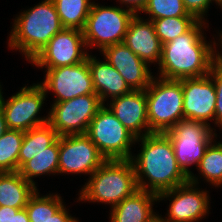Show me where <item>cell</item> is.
Returning <instances> with one entry per match:
<instances>
[{"label":"cell","mask_w":222,"mask_h":222,"mask_svg":"<svg viewBox=\"0 0 222 222\" xmlns=\"http://www.w3.org/2000/svg\"><path fill=\"white\" fill-rule=\"evenodd\" d=\"M140 141V153L130 159L140 190L159 195L189 181L178 166L173 144L165 133H151L135 142Z\"/></svg>","instance_id":"obj_1"},{"label":"cell","mask_w":222,"mask_h":222,"mask_svg":"<svg viewBox=\"0 0 222 222\" xmlns=\"http://www.w3.org/2000/svg\"><path fill=\"white\" fill-rule=\"evenodd\" d=\"M205 21H198L188 32L162 45L159 77L180 80L209 74L217 61L216 41L204 37Z\"/></svg>","instance_id":"obj_2"},{"label":"cell","mask_w":222,"mask_h":222,"mask_svg":"<svg viewBox=\"0 0 222 222\" xmlns=\"http://www.w3.org/2000/svg\"><path fill=\"white\" fill-rule=\"evenodd\" d=\"M63 28L54 2L44 0L14 19L8 46L30 62Z\"/></svg>","instance_id":"obj_3"},{"label":"cell","mask_w":222,"mask_h":222,"mask_svg":"<svg viewBox=\"0 0 222 222\" xmlns=\"http://www.w3.org/2000/svg\"><path fill=\"white\" fill-rule=\"evenodd\" d=\"M89 177L78 194L79 201L110 204L112 208L139 190L130 159L106 160Z\"/></svg>","instance_id":"obj_4"},{"label":"cell","mask_w":222,"mask_h":222,"mask_svg":"<svg viewBox=\"0 0 222 222\" xmlns=\"http://www.w3.org/2000/svg\"><path fill=\"white\" fill-rule=\"evenodd\" d=\"M156 78L145 89L147 119L152 133H165L184 119L182 79Z\"/></svg>","instance_id":"obj_5"},{"label":"cell","mask_w":222,"mask_h":222,"mask_svg":"<svg viewBox=\"0 0 222 222\" xmlns=\"http://www.w3.org/2000/svg\"><path fill=\"white\" fill-rule=\"evenodd\" d=\"M134 15L124 7L99 6L93 2L83 29L86 47H97L101 53L107 46L122 43Z\"/></svg>","instance_id":"obj_6"},{"label":"cell","mask_w":222,"mask_h":222,"mask_svg":"<svg viewBox=\"0 0 222 222\" xmlns=\"http://www.w3.org/2000/svg\"><path fill=\"white\" fill-rule=\"evenodd\" d=\"M106 106L104 104L91 120L86 135L106 160L131 159L133 154L130 150L136 143V137Z\"/></svg>","instance_id":"obj_7"},{"label":"cell","mask_w":222,"mask_h":222,"mask_svg":"<svg viewBox=\"0 0 222 222\" xmlns=\"http://www.w3.org/2000/svg\"><path fill=\"white\" fill-rule=\"evenodd\" d=\"M216 129L201 121L182 119L171 130L165 132L170 138L178 166L189 178L193 173L189 166L198 167L206 148L213 138H217Z\"/></svg>","instance_id":"obj_8"},{"label":"cell","mask_w":222,"mask_h":222,"mask_svg":"<svg viewBox=\"0 0 222 222\" xmlns=\"http://www.w3.org/2000/svg\"><path fill=\"white\" fill-rule=\"evenodd\" d=\"M1 90L0 85V108L4 112L8 129L26 132L48 123L49 115L43 118L37 116L47 97L44 89L38 83L30 87H22L7 101Z\"/></svg>","instance_id":"obj_9"},{"label":"cell","mask_w":222,"mask_h":222,"mask_svg":"<svg viewBox=\"0 0 222 222\" xmlns=\"http://www.w3.org/2000/svg\"><path fill=\"white\" fill-rule=\"evenodd\" d=\"M103 105L97 94L81 95L53 103L48 113V124L59 137L86 134L91 120Z\"/></svg>","instance_id":"obj_10"},{"label":"cell","mask_w":222,"mask_h":222,"mask_svg":"<svg viewBox=\"0 0 222 222\" xmlns=\"http://www.w3.org/2000/svg\"><path fill=\"white\" fill-rule=\"evenodd\" d=\"M198 181V178L193 174L187 183L157 195L158 201L165 200V198L171 201L169 210H167V218L161 217L163 221L199 222L204 216L206 217L210 208V197L208 191H201L197 188Z\"/></svg>","instance_id":"obj_11"},{"label":"cell","mask_w":222,"mask_h":222,"mask_svg":"<svg viewBox=\"0 0 222 222\" xmlns=\"http://www.w3.org/2000/svg\"><path fill=\"white\" fill-rule=\"evenodd\" d=\"M86 49L83 30L63 28L30 62L46 69L75 65L87 59Z\"/></svg>","instance_id":"obj_12"},{"label":"cell","mask_w":222,"mask_h":222,"mask_svg":"<svg viewBox=\"0 0 222 222\" xmlns=\"http://www.w3.org/2000/svg\"><path fill=\"white\" fill-rule=\"evenodd\" d=\"M44 82L38 83L47 94L56 96L54 103L63 102L81 95L96 94L87 59L81 63L46 69Z\"/></svg>","instance_id":"obj_13"},{"label":"cell","mask_w":222,"mask_h":222,"mask_svg":"<svg viewBox=\"0 0 222 222\" xmlns=\"http://www.w3.org/2000/svg\"><path fill=\"white\" fill-rule=\"evenodd\" d=\"M106 159L86 134L59 137L58 174L91 175Z\"/></svg>","instance_id":"obj_14"},{"label":"cell","mask_w":222,"mask_h":222,"mask_svg":"<svg viewBox=\"0 0 222 222\" xmlns=\"http://www.w3.org/2000/svg\"><path fill=\"white\" fill-rule=\"evenodd\" d=\"M184 119L215 124L216 92L209 74L201 77L183 78Z\"/></svg>","instance_id":"obj_15"},{"label":"cell","mask_w":222,"mask_h":222,"mask_svg":"<svg viewBox=\"0 0 222 222\" xmlns=\"http://www.w3.org/2000/svg\"><path fill=\"white\" fill-rule=\"evenodd\" d=\"M101 52L132 90H145L149 86L153 75L148 64L123 42L107 46Z\"/></svg>","instance_id":"obj_16"},{"label":"cell","mask_w":222,"mask_h":222,"mask_svg":"<svg viewBox=\"0 0 222 222\" xmlns=\"http://www.w3.org/2000/svg\"><path fill=\"white\" fill-rule=\"evenodd\" d=\"M109 110L136 138L151 134L147 119L145 90H132L110 100ZM142 129H144L142 131Z\"/></svg>","instance_id":"obj_17"},{"label":"cell","mask_w":222,"mask_h":222,"mask_svg":"<svg viewBox=\"0 0 222 222\" xmlns=\"http://www.w3.org/2000/svg\"><path fill=\"white\" fill-rule=\"evenodd\" d=\"M123 43L149 66L154 62L159 64L162 43L151 20H143V17L135 14L129 23Z\"/></svg>","instance_id":"obj_18"},{"label":"cell","mask_w":222,"mask_h":222,"mask_svg":"<svg viewBox=\"0 0 222 222\" xmlns=\"http://www.w3.org/2000/svg\"><path fill=\"white\" fill-rule=\"evenodd\" d=\"M88 66L95 92L103 104L109 97L113 99L132 91L123 77L106 59L101 61L88 54Z\"/></svg>","instance_id":"obj_19"},{"label":"cell","mask_w":222,"mask_h":222,"mask_svg":"<svg viewBox=\"0 0 222 222\" xmlns=\"http://www.w3.org/2000/svg\"><path fill=\"white\" fill-rule=\"evenodd\" d=\"M155 201L156 194L139 189L112 207L110 222H151L158 216L153 211Z\"/></svg>","instance_id":"obj_20"},{"label":"cell","mask_w":222,"mask_h":222,"mask_svg":"<svg viewBox=\"0 0 222 222\" xmlns=\"http://www.w3.org/2000/svg\"><path fill=\"white\" fill-rule=\"evenodd\" d=\"M36 190L18 171L0 172V206L23 209Z\"/></svg>","instance_id":"obj_21"},{"label":"cell","mask_w":222,"mask_h":222,"mask_svg":"<svg viewBox=\"0 0 222 222\" xmlns=\"http://www.w3.org/2000/svg\"><path fill=\"white\" fill-rule=\"evenodd\" d=\"M58 137L57 132L48 123L24 132L18 157V170L35 155L45 151Z\"/></svg>","instance_id":"obj_22"},{"label":"cell","mask_w":222,"mask_h":222,"mask_svg":"<svg viewBox=\"0 0 222 222\" xmlns=\"http://www.w3.org/2000/svg\"><path fill=\"white\" fill-rule=\"evenodd\" d=\"M59 164V137L45 151L35 155L33 159L27 161L18 172L27 181L35 184L32 178L39 177L44 174H58Z\"/></svg>","instance_id":"obj_23"},{"label":"cell","mask_w":222,"mask_h":222,"mask_svg":"<svg viewBox=\"0 0 222 222\" xmlns=\"http://www.w3.org/2000/svg\"><path fill=\"white\" fill-rule=\"evenodd\" d=\"M64 28L83 30L93 2L91 0H52Z\"/></svg>","instance_id":"obj_24"},{"label":"cell","mask_w":222,"mask_h":222,"mask_svg":"<svg viewBox=\"0 0 222 222\" xmlns=\"http://www.w3.org/2000/svg\"><path fill=\"white\" fill-rule=\"evenodd\" d=\"M24 132L8 129L0 137V172L18 171V157Z\"/></svg>","instance_id":"obj_25"},{"label":"cell","mask_w":222,"mask_h":222,"mask_svg":"<svg viewBox=\"0 0 222 222\" xmlns=\"http://www.w3.org/2000/svg\"><path fill=\"white\" fill-rule=\"evenodd\" d=\"M39 193L37 189L25 206L30 222H46L64 205L62 197L57 194L40 196Z\"/></svg>","instance_id":"obj_26"},{"label":"cell","mask_w":222,"mask_h":222,"mask_svg":"<svg viewBox=\"0 0 222 222\" xmlns=\"http://www.w3.org/2000/svg\"><path fill=\"white\" fill-rule=\"evenodd\" d=\"M216 142L206 148L197 169L207 182L218 187L222 185V142Z\"/></svg>","instance_id":"obj_27"},{"label":"cell","mask_w":222,"mask_h":222,"mask_svg":"<svg viewBox=\"0 0 222 222\" xmlns=\"http://www.w3.org/2000/svg\"><path fill=\"white\" fill-rule=\"evenodd\" d=\"M151 21L162 45L188 32L198 22L195 17H171Z\"/></svg>","instance_id":"obj_28"},{"label":"cell","mask_w":222,"mask_h":222,"mask_svg":"<svg viewBox=\"0 0 222 222\" xmlns=\"http://www.w3.org/2000/svg\"><path fill=\"white\" fill-rule=\"evenodd\" d=\"M141 12L149 15L147 20L194 17L186 11L182 0H147Z\"/></svg>","instance_id":"obj_29"},{"label":"cell","mask_w":222,"mask_h":222,"mask_svg":"<svg viewBox=\"0 0 222 222\" xmlns=\"http://www.w3.org/2000/svg\"><path fill=\"white\" fill-rule=\"evenodd\" d=\"M215 86L216 105H215V125L222 130V66L216 61L209 72Z\"/></svg>","instance_id":"obj_30"},{"label":"cell","mask_w":222,"mask_h":222,"mask_svg":"<svg viewBox=\"0 0 222 222\" xmlns=\"http://www.w3.org/2000/svg\"><path fill=\"white\" fill-rule=\"evenodd\" d=\"M186 11L193 15L198 21H204V16L210 8V3L215 1L216 5L218 0H182ZM206 13V14H205Z\"/></svg>","instance_id":"obj_31"},{"label":"cell","mask_w":222,"mask_h":222,"mask_svg":"<svg viewBox=\"0 0 222 222\" xmlns=\"http://www.w3.org/2000/svg\"><path fill=\"white\" fill-rule=\"evenodd\" d=\"M66 206H62L51 218H49L46 222H79L77 218L72 217L71 214L68 213Z\"/></svg>","instance_id":"obj_32"},{"label":"cell","mask_w":222,"mask_h":222,"mask_svg":"<svg viewBox=\"0 0 222 222\" xmlns=\"http://www.w3.org/2000/svg\"><path fill=\"white\" fill-rule=\"evenodd\" d=\"M121 4H124L127 9H130L135 14L142 11L147 0H118Z\"/></svg>","instance_id":"obj_33"},{"label":"cell","mask_w":222,"mask_h":222,"mask_svg":"<svg viewBox=\"0 0 222 222\" xmlns=\"http://www.w3.org/2000/svg\"><path fill=\"white\" fill-rule=\"evenodd\" d=\"M19 210L9 206H0V222H12L13 212H18Z\"/></svg>","instance_id":"obj_34"},{"label":"cell","mask_w":222,"mask_h":222,"mask_svg":"<svg viewBox=\"0 0 222 222\" xmlns=\"http://www.w3.org/2000/svg\"><path fill=\"white\" fill-rule=\"evenodd\" d=\"M12 222H30L26 208L20 209L18 212H13Z\"/></svg>","instance_id":"obj_35"},{"label":"cell","mask_w":222,"mask_h":222,"mask_svg":"<svg viewBox=\"0 0 222 222\" xmlns=\"http://www.w3.org/2000/svg\"><path fill=\"white\" fill-rule=\"evenodd\" d=\"M8 130L6 126L4 112L0 108V137Z\"/></svg>","instance_id":"obj_36"},{"label":"cell","mask_w":222,"mask_h":222,"mask_svg":"<svg viewBox=\"0 0 222 222\" xmlns=\"http://www.w3.org/2000/svg\"><path fill=\"white\" fill-rule=\"evenodd\" d=\"M220 35V39H219V45H221L220 47L222 48V31L221 33H219ZM221 43V44H220ZM222 52V51H220ZM217 62L222 66V54H220L219 52H217Z\"/></svg>","instance_id":"obj_37"},{"label":"cell","mask_w":222,"mask_h":222,"mask_svg":"<svg viewBox=\"0 0 222 222\" xmlns=\"http://www.w3.org/2000/svg\"><path fill=\"white\" fill-rule=\"evenodd\" d=\"M158 222H166V221H163V220L161 219V216L158 215Z\"/></svg>","instance_id":"obj_38"},{"label":"cell","mask_w":222,"mask_h":222,"mask_svg":"<svg viewBox=\"0 0 222 222\" xmlns=\"http://www.w3.org/2000/svg\"><path fill=\"white\" fill-rule=\"evenodd\" d=\"M218 5L222 8V0H218Z\"/></svg>","instance_id":"obj_39"},{"label":"cell","mask_w":222,"mask_h":222,"mask_svg":"<svg viewBox=\"0 0 222 222\" xmlns=\"http://www.w3.org/2000/svg\"><path fill=\"white\" fill-rule=\"evenodd\" d=\"M151 222H158V216L154 220H152Z\"/></svg>","instance_id":"obj_40"}]
</instances>
